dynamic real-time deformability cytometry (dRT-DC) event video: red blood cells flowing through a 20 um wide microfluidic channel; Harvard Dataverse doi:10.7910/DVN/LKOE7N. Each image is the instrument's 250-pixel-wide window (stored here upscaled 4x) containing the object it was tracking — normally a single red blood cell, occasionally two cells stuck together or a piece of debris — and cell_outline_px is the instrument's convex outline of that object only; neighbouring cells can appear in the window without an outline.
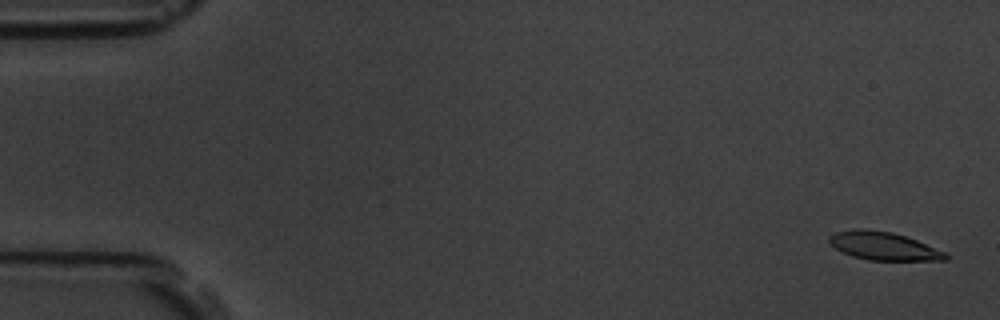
{"species": "common noctule bat (a hibernating species)", "species_latin": "Nyctalus noctula", "temperature_condition": "room temperature", "stored_images_in_passage": 5, "camera_frame_rate_fps": 3000, "um_per_image_px": 0.085, "animal": {"sex": "male", "body_mass_g": 19.5, "forearm_length_mm": 54.6}, "frame": {"image": 1, "passage_image": 1, "time_ms": 0.0, "image_size_px": [1000, 320], "cell_outline_px": [[948, 260], [868, 260], [852, 256], [836, 248], [828, 240], [828, 236], [836, 232], [852, 228], [864, 228], [892, 232], [916, 240], [948, 252]], "centroid_in_image_um": [75.12, 20.9], "position_along_channel_um": 9.9, "area_um2": 19.13}}